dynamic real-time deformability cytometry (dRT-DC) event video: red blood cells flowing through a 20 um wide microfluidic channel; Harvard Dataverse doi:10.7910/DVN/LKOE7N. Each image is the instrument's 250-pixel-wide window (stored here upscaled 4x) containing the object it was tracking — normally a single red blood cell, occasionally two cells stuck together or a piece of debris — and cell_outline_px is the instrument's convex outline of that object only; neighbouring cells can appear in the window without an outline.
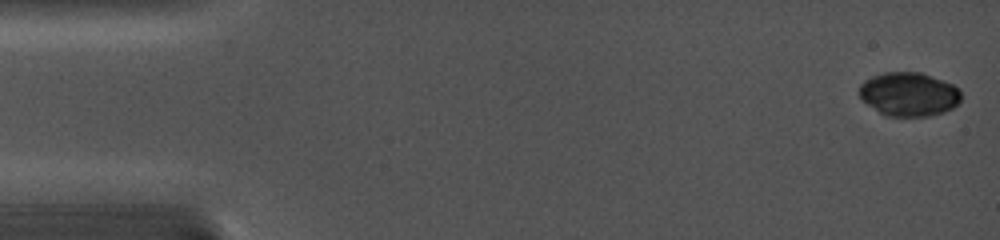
{"species": "common noctule bat (a hibernating species)", "species_latin": "Nyctalus noctula", "temperature_condition": "cold", "stored_images_in_passage": 10, "camera_frame_rate_fps": 5000, "um_per_image_px": 0.085, "animal": {"sex": "female", "body_mass_g": 19.0, "forearm_length_mm": 56.7}, "frame": {"image": 1, "passage_image": 1, "time_ms": 0.0, "image_size_px": [1000, 240], "cell_outline_px": [[960, 100], [952, 108], [944, 112], [928, 116], [884, 116], [868, 104], [860, 96], [860, 84], [864, 80], [872, 76], [884, 72], [920, 72], [944, 80], [960, 88]], "centroid_in_image_um": [77.26, 8.0], "position_along_channel_um": 7.7, "area_um2": 26.01}}
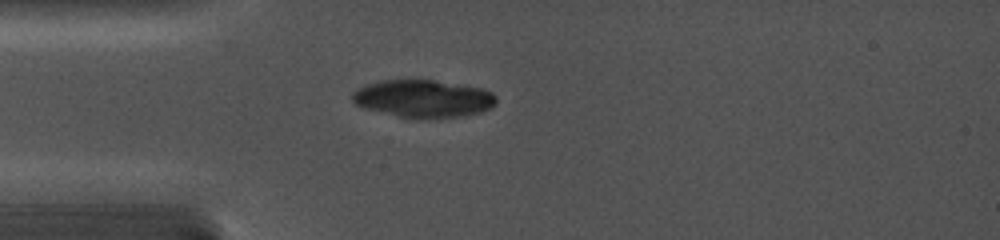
{"frame": {"image": 2, "passage_image": 9, "time_ms": 4.2, "image_size_px": [1000, 240], "cell_outline_px": [[496, 104], [492, 108], [480, 112], [464, 116], [428, 120], [424, 120], [400, 116], [360, 108], [352, 100], [352, 92], [356, 88], [364, 84], [376, 80], [432, 80], [484, 88], [492, 92], [496, 96]], "centroid_in_image_um": [35.96, 8.39], "position_along_channel_um": 49.0, "area_um2": 32.25}}